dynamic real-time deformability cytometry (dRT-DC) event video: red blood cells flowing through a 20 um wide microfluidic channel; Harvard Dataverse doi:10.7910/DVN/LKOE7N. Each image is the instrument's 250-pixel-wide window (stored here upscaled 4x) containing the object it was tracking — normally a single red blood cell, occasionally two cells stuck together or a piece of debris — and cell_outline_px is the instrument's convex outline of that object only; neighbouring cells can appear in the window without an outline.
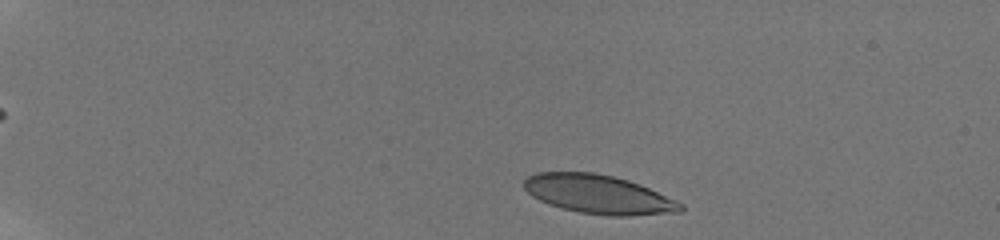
{"species": "human", "species_latin": "Homo sapiens", "temperature_condition": "room temperature", "stored_images_in_passage": 9, "camera_frame_rate_fps": 3000, "um_per_image_px": 0.085, "donor": {"sex": "male"}, "frame": {"image": 1, "passage_image": 1, "time_ms": 0.0, "image_size_px": [1000, 240], "cell_outline_px": [[684, 208], [680, 212], [628, 216], [608, 216], [580, 212], [548, 204], [532, 196], [524, 188], [524, 180], [528, 176], [536, 172], [596, 172], [628, 180], [640, 184], [676, 200], [684, 204]], "centroid_in_image_um": [50.89, 16.52], "position_along_channel_um": 34.1, "area_um2": 35.43}}
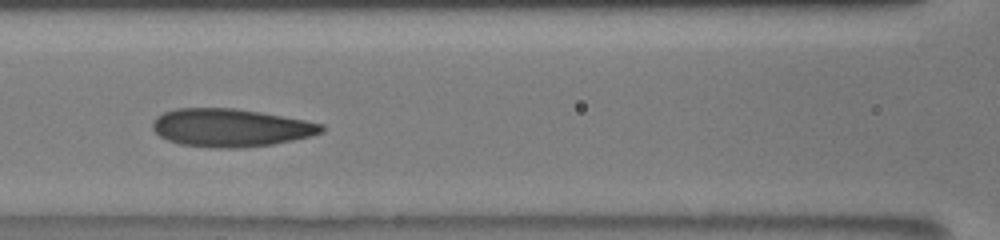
{"frame": {"image": 2, "passage_image": 8, "time_ms": 5.667, "image_size_px": [1000, 240], "cell_outline_px": [[324, 132], [292, 140], [272, 144], [244, 148], [212, 148], [180, 144], [168, 140], [160, 136], [152, 128], [152, 120], [156, 116], [164, 112], [176, 108], [236, 108], [260, 112], [304, 120], [324, 124]], "centroid_in_image_um": [19.57, 10.85], "position_along_channel_um": 147.0, "area_um2": 37.45}}